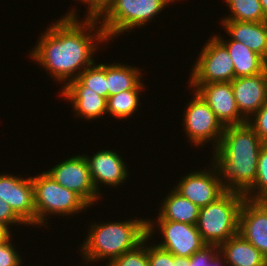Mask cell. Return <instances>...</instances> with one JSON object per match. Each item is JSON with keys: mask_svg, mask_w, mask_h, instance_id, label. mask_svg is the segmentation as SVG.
Returning a JSON list of instances; mask_svg holds the SVG:
<instances>
[{"mask_svg": "<svg viewBox=\"0 0 267 266\" xmlns=\"http://www.w3.org/2000/svg\"><path fill=\"white\" fill-rule=\"evenodd\" d=\"M11 235L0 242V266H21L22 258L15 245L12 244Z\"/></svg>", "mask_w": 267, "mask_h": 266, "instance_id": "obj_30", "label": "cell"}, {"mask_svg": "<svg viewBox=\"0 0 267 266\" xmlns=\"http://www.w3.org/2000/svg\"><path fill=\"white\" fill-rule=\"evenodd\" d=\"M84 156L89 165L93 185L98 193H101L100 185L117 187L125 183L129 177L127 171L129 169L117 151L100 149L92 157L85 154Z\"/></svg>", "mask_w": 267, "mask_h": 266, "instance_id": "obj_14", "label": "cell"}, {"mask_svg": "<svg viewBox=\"0 0 267 266\" xmlns=\"http://www.w3.org/2000/svg\"><path fill=\"white\" fill-rule=\"evenodd\" d=\"M61 97L69 100L75 115L85 120L102 118L107 113V99L93 91H61Z\"/></svg>", "mask_w": 267, "mask_h": 266, "instance_id": "obj_21", "label": "cell"}, {"mask_svg": "<svg viewBox=\"0 0 267 266\" xmlns=\"http://www.w3.org/2000/svg\"><path fill=\"white\" fill-rule=\"evenodd\" d=\"M231 86L238 111L248 120L267 101V69L260 74L235 78Z\"/></svg>", "mask_w": 267, "mask_h": 266, "instance_id": "obj_16", "label": "cell"}, {"mask_svg": "<svg viewBox=\"0 0 267 266\" xmlns=\"http://www.w3.org/2000/svg\"><path fill=\"white\" fill-rule=\"evenodd\" d=\"M61 91H93L108 98L106 63L92 64L77 79L70 81Z\"/></svg>", "mask_w": 267, "mask_h": 266, "instance_id": "obj_23", "label": "cell"}, {"mask_svg": "<svg viewBox=\"0 0 267 266\" xmlns=\"http://www.w3.org/2000/svg\"><path fill=\"white\" fill-rule=\"evenodd\" d=\"M228 266H267V258L240 233L219 246Z\"/></svg>", "mask_w": 267, "mask_h": 266, "instance_id": "obj_18", "label": "cell"}, {"mask_svg": "<svg viewBox=\"0 0 267 266\" xmlns=\"http://www.w3.org/2000/svg\"><path fill=\"white\" fill-rule=\"evenodd\" d=\"M194 65L189 84L234 80V62L227 48L213 35L202 47Z\"/></svg>", "mask_w": 267, "mask_h": 266, "instance_id": "obj_8", "label": "cell"}, {"mask_svg": "<svg viewBox=\"0 0 267 266\" xmlns=\"http://www.w3.org/2000/svg\"><path fill=\"white\" fill-rule=\"evenodd\" d=\"M87 4V13L85 18L99 19L115 2V0H79Z\"/></svg>", "mask_w": 267, "mask_h": 266, "instance_id": "obj_32", "label": "cell"}, {"mask_svg": "<svg viewBox=\"0 0 267 266\" xmlns=\"http://www.w3.org/2000/svg\"><path fill=\"white\" fill-rule=\"evenodd\" d=\"M224 265L228 266L227 262L225 261V258L223 259V256L219 252V246L205 244L190 257L189 266H224Z\"/></svg>", "mask_w": 267, "mask_h": 266, "instance_id": "obj_29", "label": "cell"}, {"mask_svg": "<svg viewBox=\"0 0 267 266\" xmlns=\"http://www.w3.org/2000/svg\"><path fill=\"white\" fill-rule=\"evenodd\" d=\"M244 196L250 200L267 201V143H264L259 153L255 183Z\"/></svg>", "mask_w": 267, "mask_h": 266, "instance_id": "obj_26", "label": "cell"}, {"mask_svg": "<svg viewBox=\"0 0 267 266\" xmlns=\"http://www.w3.org/2000/svg\"><path fill=\"white\" fill-rule=\"evenodd\" d=\"M229 37L242 43L267 61V21H221Z\"/></svg>", "mask_w": 267, "mask_h": 266, "instance_id": "obj_17", "label": "cell"}, {"mask_svg": "<svg viewBox=\"0 0 267 266\" xmlns=\"http://www.w3.org/2000/svg\"><path fill=\"white\" fill-rule=\"evenodd\" d=\"M140 68L122 63L106 64L108 97L131 89H144Z\"/></svg>", "mask_w": 267, "mask_h": 266, "instance_id": "obj_22", "label": "cell"}, {"mask_svg": "<svg viewBox=\"0 0 267 266\" xmlns=\"http://www.w3.org/2000/svg\"><path fill=\"white\" fill-rule=\"evenodd\" d=\"M0 198L25 224L36 225L32 176L24 178L10 173L0 174Z\"/></svg>", "mask_w": 267, "mask_h": 266, "instance_id": "obj_13", "label": "cell"}, {"mask_svg": "<svg viewBox=\"0 0 267 266\" xmlns=\"http://www.w3.org/2000/svg\"><path fill=\"white\" fill-rule=\"evenodd\" d=\"M46 172L57 183L76 193L89 207L98 202L101 195L93 185L84 154L71 156Z\"/></svg>", "mask_w": 267, "mask_h": 266, "instance_id": "obj_9", "label": "cell"}, {"mask_svg": "<svg viewBox=\"0 0 267 266\" xmlns=\"http://www.w3.org/2000/svg\"><path fill=\"white\" fill-rule=\"evenodd\" d=\"M143 89H131L107 98V114L116 119L126 120L140 107V92Z\"/></svg>", "mask_w": 267, "mask_h": 266, "instance_id": "obj_24", "label": "cell"}, {"mask_svg": "<svg viewBox=\"0 0 267 266\" xmlns=\"http://www.w3.org/2000/svg\"><path fill=\"white\" fill-rule=\"evenodd\" d=\"M178 0H115L98 19L108 39L141 28L159 15L168 4ZM102 19V20H101Z\"/></svg>", "mask_w": 267, "mask_h": 266, "instance_id": "obj_5", "label": "cell"}, {"mask_svg": "<svg viewBox=\"0 0 267 266\" xmlns=\"http://www.w3.org/2000/svg\"><path fill=\"white\" fill-rule=\"evenodd\" d=\"M243 193L226 191L215 202L199 210L197 230L204 244L220 246L239 233V214Z\"/></svg>", "mask_w": 267, "mask_h": 266, "instance_id": "obj_4", "label": "cell"}, {"mask_svg": "<svg viewBox=\"0 0 267 266\" xmlns=\"http://www.w3.org/2000/svg\"><path fill=\"white\" fill-rule=\"evenodd\" d=\"M263 12L267 18V0H260Z\"/></svg>", "mask_w": 267, "mask_h": 266, "instance_id": "obj_35", "label": "cell"}, {"mask_svg": "<svg viewBox=\"0 0 267 266\" xmlns=\"http://www.w3.org/2000/svg\"><path fill=\"white\" fill-rule=\"evenodd\" d=\"M36 227H44L49 215L78 214L89 207L76 193L57 183L46 171L32 177Z\"/></svg>", "mask_w": 267, "mask_h": 266, "instance_id": "obj_6", "label": "cell"}, {"mask_svg": "<svg viewBox=\"0 0 267 266\" xmlns=\"http://www.w3.org/2000/svg\"><path fill=\"white\" fill-rule=\"evenodd\" d=\"M149 241L150 238L147 236L136 248L129 250L120 257H117L107 266H149L148 246L146 245Z\"/></svg>", "mask_w": 267, "mask_h": 266, "instance_id": "obj_28", "label": "cell"}, {"mask_svg": "<svg viewBox=\"0 0 267 266\" xmlns=\"http://www.w3.org/2000/svg\"><path fill=\"white\" fill-rule=\"evenodd\" d=\"M76 9H70V12L51 23L29 54L31 61L38 62L40 67L42 65L45 72L47 70L55 78L54 81L65 83L63 87L94 64L96 61L92 55L98 51L97 45L108 42L99 20H78Z\"/></svg>", "mask_w": 267, "mask_h": 266, "instance_id": "obj_1", "label": "cell"}, {"mask_svg": "<svg viewBox=\"0 0 267 266\" xmlns=\"http://www.w3.org/2000/svg\"><path fill=\"white\" fill-rule=\"evenodd\" d=\"M229 7L228 16L222 17L220 21L239 22H263L267 18L263 12L260 0H225Z\"/></svg>", "mask_w": 267, "mask_h": 266, "instance_id": "obj_25", "label": "cell"}, {"mask_svg": "<svg viewBox=\"0 0 267 266\" xmlns=\"http://www.w3.org/2000/svg\"><path fill=\"white\" fill-rule=\"evenodd\" d=\"M0 223L6 226L9 230L10 226L26 225L12 210L10 205L0 198Z\"/></svg>", "mask_w": 267, "mask_h": 266, "instance_id": "obj_33", "label": "cell"}, {"mask_svg": "<svg viewBox=\"0 0 267 266\" xmlns=\"http://www.w3.org/2000/svg\"><path fill=\"white\" fill-rule=\"evenodd\" d=\"M155 226L159 227V233L163 241L157 246L170 251L175 256L191 257L205 244L203 243L196 225L175 222L171 220H157L155 223L147 218V236L152 238Z\"/></svg>", "mask_w": 267, "mask_h": 266, "instance_id": "obj_10", "label": "cell"}, {"mask_svg": "<svg viewBox=\"0 0 267 266\" xmlns=\"http://www.w3.org/2000/svg\"><path fill=\"white\" fill-rule=\"evenodd\" d=\"M210 170L190 171L179 180L174 189L199 208L215 202L226 190L217 165L212 161Z\"/></svg>", "mask_w": 267, "mask_h": 266, "instance_id": "obj_11", "label": "cell"}, {"mask_svg": "<svg viewBox=\"0 0 267 266\" xmlns=\"http://www.w3.org/2000/svg\"><path fill=\"white\" fill-rule=\"evenodd\" d=\"M214 36L227 48L234 62V79L260 74L267 69V61L242 43L221 39L218 34Z\"/></svg>", "mask_w": 267, "mask_h": 266, "instance_id": "obj_19", "label": "cell"}, {"mask_svg": "<svg viewBox=\"0 0 267 266\" xmlns=\"http://www.w3.org/2000/svg\"><path fill=\"white\" fill-rule=\"evenodd\" d=\"M148 244L149 266H189L190 257L175 256L156 244Z\"/></svg>", "mask_w": 267, "mask_h": 266, "instance_id": "obj_27", "label": "cell"}, {"mask_svg": "<svg viewBox=\"0 0 267 266\" xmlns=\"http://www.w3.org/2000/svg\"><path fill=\"white\" fill-rule=\"evenodd\" d=\"M192 91L194 97L191 98L183 112L184 132L195 147H201L214 140L212 148L215 151L220 144L225 127L201 96L195 90Z\"/></svg>", "mask_w": 267, "mask_h": 266, "instance_id": "obj_7", "label": "cell"}, {"mask_svg": "<svg viewBox=\"0 0 267 266\" xmlns=\"http://www.w3.org/2000/svg\"><path fill=\"white\" fill-rule=\"evenodd\" d=\"M239 233L267 258V201L244 200Z\"/></svg>", "mask_w": 267, "mask_h": 266, "instance_id": "obj_15", "label": "cell"}, {"mask_svg": "<svg viewBox=\"0 0 267 266\" xmlns=\"http://www.w3.org/2000/svg\"><path fill=\"white\" fill-rule=\"evenodd\" d=\"M247 123L255 130L262 142L267 143V101L247 120Z\"/></svg>", "mask_w": 267, "mask_h": 266, "instance_id": "obj_31", "label": "cell"}, {"mask_svg": "<svg viewBox=\"0 0 267 266\" xmlns=\"http://www.w3.org/2000/svg\"><path fill=\"white\" fill-rule=\"evenodd\" d=\"M189 87L201 96L224 127L247 123L238 111L231 82L189 84Z\"/></svg>", "mask_w": 267, "mask_h": 266, "instance_id": "obj_12", "label": "cell"}, {"mask_svg": "<svg viewBox=\"0 0 267 266\" xmlns=\"http://www.w3.org/2000/svg\"><path fill=\"white\" fill-rule=\"evenodd\" d=\"M263 145L248 123L224 128L219 146L212 151L211 161L217 165L226 191L244 194L255 183Z\"/></svg>", "mask_w": 267, "mask_h": 266, "instance_id": "obj_2", "label": "cell"}, {"mask_svg": "<svg viewBox=\"0 0 267 266\" xmlns=\"http://www.w3.org/2000/svg\"><path fill=\"white\" fill-rule=\"evenodd\" d=\"M164 197L157 220H171L175 222L196 225L200 208L190 200L179 194L174 188Z\"/></svg>", "mask_w": 267, "mask_h": 266, "instance_id": "obj_20", "label": "cell"}, {"mask_svg": "<svg viewBox=\"0 0 267 266\" xmlns=\"http://www.w3.org/2000/svg\"><path fill=\"white\" fill-rule=\"evenodd\" d=\"M85 241L79 248L86 264L117 257L136 248L147 237V220L138 218L119 222L92 223Z\"/></svg>", "mask_w": 267, "mask_h": 266, "instance_id": "obj_3", "label": "cell"}, {"mask_svg": "<svg viewBox=\"0 0 267 266\" xmlns=\"http://www.w3.org/2000/svg\"><path fill=\"white\" fill-rule=\"evenodd\" d=\"M12 230H9L6 226L0 223V242L7 239L10 235H12Z\"/></svg>", "mask_w": 267, "mask_h": 266, "instance_id": "obj_34", "label": "cell"}]
</instances>
